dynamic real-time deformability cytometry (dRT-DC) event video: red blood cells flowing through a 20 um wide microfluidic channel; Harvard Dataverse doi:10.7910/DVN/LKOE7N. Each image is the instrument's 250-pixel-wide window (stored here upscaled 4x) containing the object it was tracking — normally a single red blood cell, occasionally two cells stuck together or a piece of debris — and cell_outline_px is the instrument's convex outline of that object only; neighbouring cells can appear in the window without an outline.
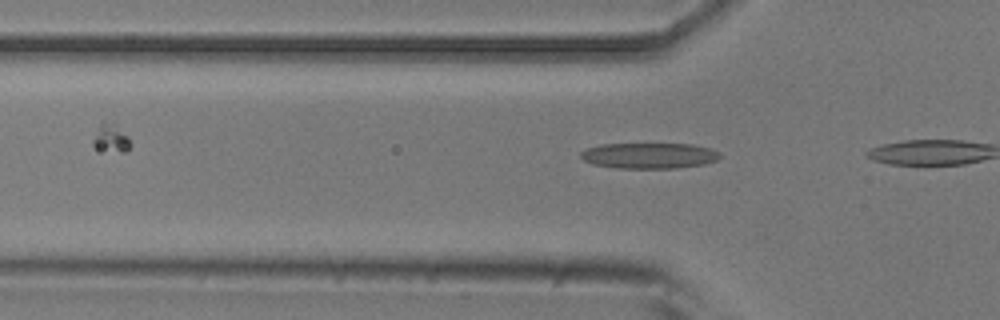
{"species": "common noctule bat (a hibernating species)", "species_latin": "Nyctalus noctula", "temperature_condition": "room temperature", "stored_images_in_passage": 4, "camera_frame_rate_fps": 3000, "um_per_image_px": 0.085, "animal": {"sex": "male", "body_mass_g": 20.5, "forearm_length_mm": 52.5}, "frame": {"image": 1, "passage_image": 2, "time_ms": 0.333, "image_size_px": [1000, 320], "cell_outline_px": [[720, 156], [716, 160], [704, 164], [676, 168], [616, 168], [592, 164], [584, 160], [580, 156], [580, 152], [588, 148], [600, 144], [692, 144], [712, 148], [720, 152]], "centroid_in_image_um": [55.18, 13.22], "position_along_channel_um": 70.6, "area_um2": 20.92}}